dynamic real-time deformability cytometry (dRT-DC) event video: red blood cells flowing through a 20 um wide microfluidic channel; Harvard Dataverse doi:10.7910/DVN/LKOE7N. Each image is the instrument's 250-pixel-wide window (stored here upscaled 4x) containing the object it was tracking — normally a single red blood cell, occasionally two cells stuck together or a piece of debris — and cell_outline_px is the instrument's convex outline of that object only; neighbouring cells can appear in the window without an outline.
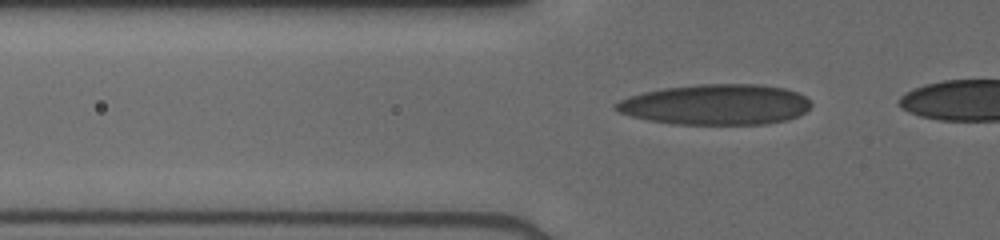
{"species": "human", "species_latin": "Homo sapiens", "temperature_condition": "cold", "stored_images_in_passage": 41, "camera_frame_rate_fps": 3000, "um_per_image_px": 0.085, "donor": {"sex": "male"}, "frame": {"image": 1, "passage_image": 14, "time_ms": 4.333, "image_size_px": [1000, 240], "cell_outline_px": [[812, 104], [804, 112], [788, 120], [768, 124], [672, 124], [648, 120], [632, 116], [620, 112], [616, 108], [616, 104], [620, 100], [644, 92], [664, 88], [700, 84], [760, 84], [784, 88], [796, 92], [804, 96]], "centroid_in_image_um": [60.88, 8.89], "position_along_channel_um": 64.9, "area_um2": 45.84}}
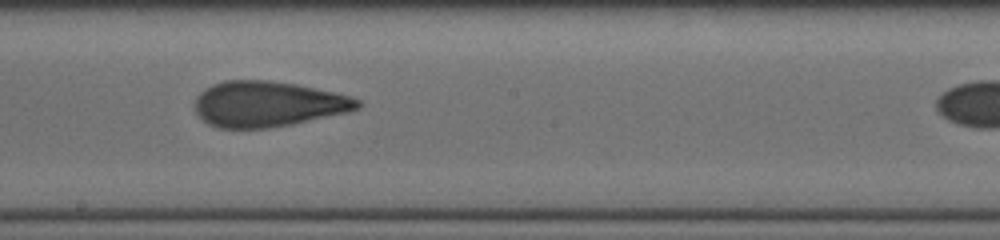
{"frame": {"image": 2, "passage_image": 26, "time_ms": 8.333, "image_size_px": [1000, 240], "cell_outline_px": [[360, 108], [348, 112], [292, 124], [268, 128], [220, 128], [208, 124], [196, 112], [196, 96], [204, 88], [212, 84], [224, 80], [268, 80], [296, 84], [332, 92], [348, 96], [360, 100]], "centroid_in_image_um": [22.74, 8.84], "position_along_channel_um": 225.5, "area_um2": 43.0}}
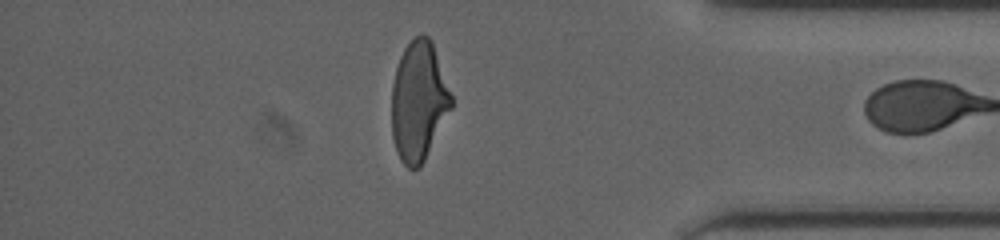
{"frame": {"image": 3, "passage_image": 40, "time_ms": 13.0, "image_size_px": [1000, 240], "cell_outline_px": [[452, 108], [420, 168], [408, 168], [400, 160], [392, 136], [392, 84], [396, 68], [400, 56], [404, 48], [420, 32], [424, 32], [432, 40], [452, 96]], "centroid_in_image_um": [35.59, 8.58], "position_along_channel_um": 399.6, "area_um2": 41.56}}